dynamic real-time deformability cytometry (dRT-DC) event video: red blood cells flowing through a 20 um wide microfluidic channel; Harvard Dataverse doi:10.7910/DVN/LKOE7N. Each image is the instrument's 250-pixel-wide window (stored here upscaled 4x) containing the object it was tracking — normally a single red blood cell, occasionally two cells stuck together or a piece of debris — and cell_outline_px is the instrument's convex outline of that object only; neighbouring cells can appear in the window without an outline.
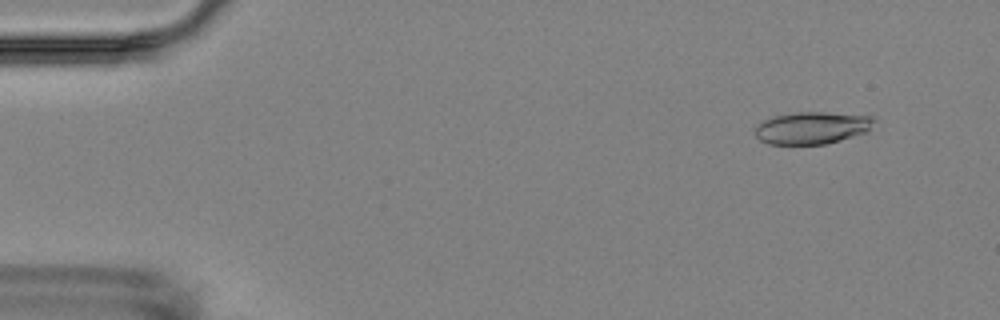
{"species": "Egyptian fruit bat (a non-hibernating species)", "species_latin": "Rousettus aegyptiacus", "temperature_condition": "room temperature", "stored_images_in_passage": 5, "camera_frame_rate_fps": 3000, "um_per_image_px": 0.085, "animal": {"sex": "female"}, "frame": {"image": 1, "passage_image": 2, "time_ms": 1.0, "image_size_px": [1000, 320], "cell_outline_px": [[876, 120], [868, 132], [840, 140], [824, 144], [768, 144], [760, 140], [756, 136], [756, 128], [764, 120], [776, 116], [796, 112], [824, 112], [872, 116]], "centroid_in_image_um": [69.07, 10.87], "position_along_channel_um": 15.9, "area_um2": 22.2}}